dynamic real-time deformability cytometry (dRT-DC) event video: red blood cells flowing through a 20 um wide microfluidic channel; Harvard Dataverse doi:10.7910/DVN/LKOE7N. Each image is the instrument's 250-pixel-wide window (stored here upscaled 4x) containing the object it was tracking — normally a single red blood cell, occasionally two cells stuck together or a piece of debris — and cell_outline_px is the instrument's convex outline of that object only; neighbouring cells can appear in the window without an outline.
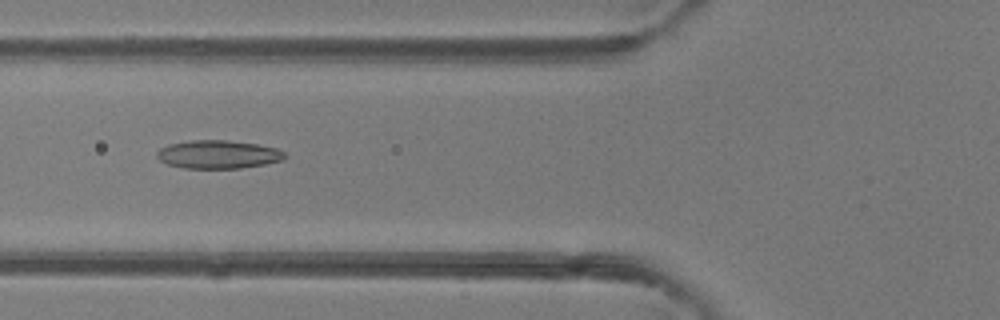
{"species": "common noctule bat (a hibernating species)", "species_latin": "Nyctalus noctula", "temperature_condition": "room temperature", "stored_images_in_passage": 14, "camera_frame_rate_fps": 3000, "um_per_image_px": 0.085, "animal": {"sex": "female"}, "frame": {"image": 1, "passage_image": 5, "time_ms": 1.333, "image_size_px": [1000, 320], "cell_outline_px": [[288, 156], [284, 160], [264, 164], [240, 168], [184, 168], [168, 164], [160, 160], [156, 156], [156, 152], [160, 148], [168, 144], [188, 140], [228, 140], [256, 144], [276, 148], [284, 152]], "centroid_in_image_um": [18.54, 13.12], "position_along_channel_um": 107.3, "area_um2": 21.15}}
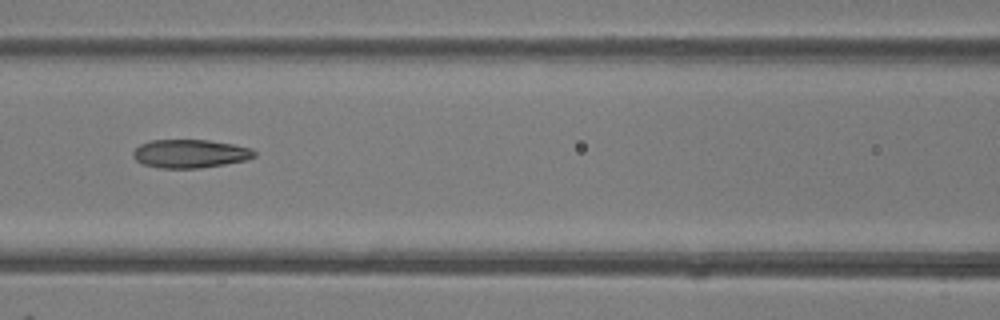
{"frame": {"image": 2, "passage_image": 8, "time_ms": 2.333, "image_size_px": [1000, 320], "cell_outline_px": [[256, 156], [244, 160], [224, 164], [200, 168], [160, 168], [144, 164], [136, 160], [132, 156], [132, 152], [140, 144], [152, 140], [208, 140], [232, 144], [252, 148], [256, 152]], "centroid_in_image_um": [16.15, 13.06], "position_along_channel_um": 150.5, "area_um2": 20.0}}
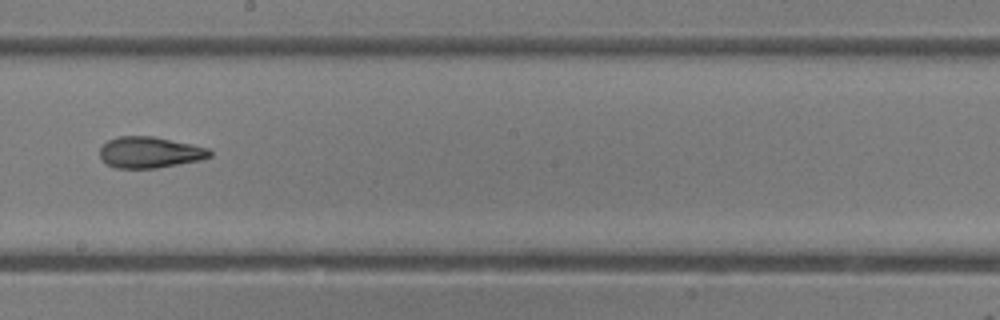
{"frame": {"image": 3, "passage_image": 14, "time_ms": 4.333, "image_size_px": [1000, 320], "cell_outline_px": [[212, 156], [200, 160], [156, 168], [116, 168], [108, 164], [100, 156], [100, 148], [108, 140], [120, 136], [152, 136], [192, 144], [208, 148], [212, 152]], "centroid_in_image_um": [12.75, 12.95], "position_along_channel_um": 235.5, "area_um2": 19.83}}